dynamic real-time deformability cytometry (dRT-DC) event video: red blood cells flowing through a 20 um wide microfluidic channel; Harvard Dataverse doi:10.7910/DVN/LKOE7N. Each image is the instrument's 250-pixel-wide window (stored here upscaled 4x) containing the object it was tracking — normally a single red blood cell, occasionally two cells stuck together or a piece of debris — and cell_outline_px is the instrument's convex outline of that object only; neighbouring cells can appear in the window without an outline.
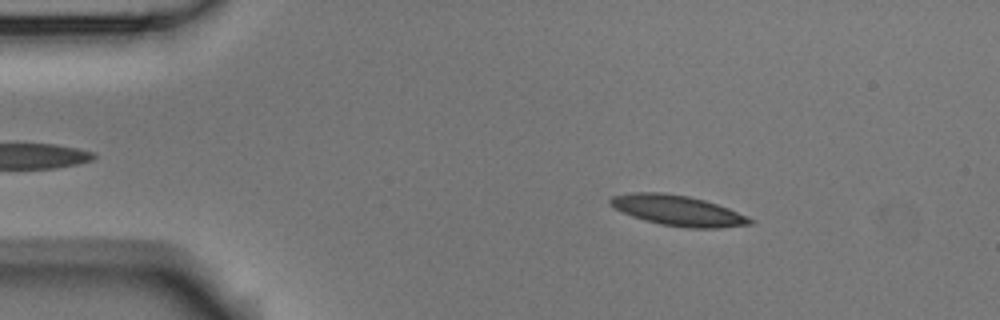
{"species": "Egyptian fruit bat (a non-hibernating species)", "species_latin": "Rousettus aegyptiacus", "temperature_condition": "room temperature", "stored_images_in_passage": 4, "camera_frame_rate_fps": 3000, "um_per_image_px": 0.085, "animal": {"sex": "male"}, "frame": {"image": 1, "passage_image": 2, "time_ms": 0.333, "image_size_px": [1000, 320], "cell_outline_px": [[756, 220], [752, 224], [720, 228], [688, 228], [660, 224], [644, 220], [632, 216], [616, 208], [608, 200], [612, 196], [632, 192], [660, 192], [688, 196], [704, 200], [728, 208], [748, 216]], "centroid_in_image_um": [57.66, 17.9], "position_along_channel_um": 27.3, "area_um2": 24.62}}
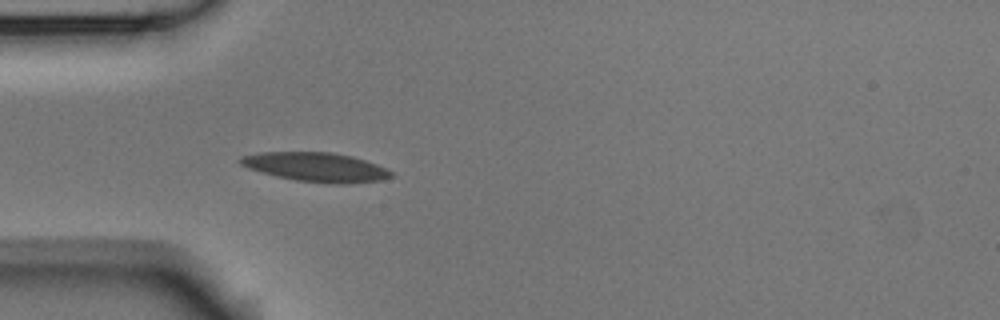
{"frame": {"image": 2, "passage_image": 4, "time_ms": 1.0, "image_size_px": [1000, 320], "cell_outline_px": [[396, 172], [392, 176], [380, 180], [348, 184], [332, 184], [296, 180], [276, 176], [248, 168], [240, 164], [236, 160], [240, 156], [260, 152], [332, 152], [352, 156], [376, 164]], "centroid_in_image_um": [26.86, 14.2], "position_along_channel_um": 58.1, "area_um2": 25.78}}